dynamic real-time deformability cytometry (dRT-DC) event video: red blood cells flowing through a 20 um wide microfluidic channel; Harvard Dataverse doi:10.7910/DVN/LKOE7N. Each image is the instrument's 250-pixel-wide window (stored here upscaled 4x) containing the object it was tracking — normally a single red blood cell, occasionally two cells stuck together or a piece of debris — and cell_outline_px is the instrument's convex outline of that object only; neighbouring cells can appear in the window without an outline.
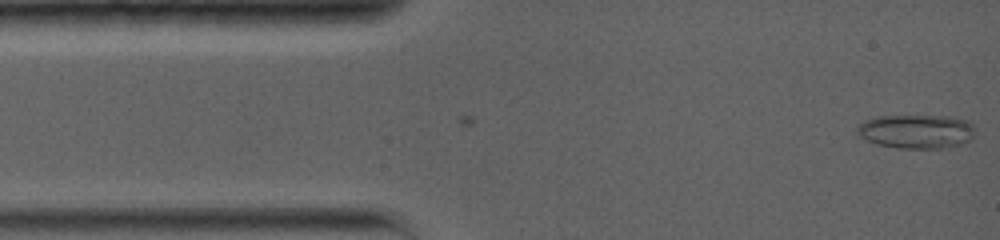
{"species": "common noctule bat (a hibernating species)", "species_latin": "Nyctalus noctula", "temperature_condition": "warm", "stored_images_in_passage": 10, "camera_frame_rate_fps": 5000, "um_per_image_px": 0.085, "animal": {"sex": "female", "body_mass_g": 19.0, "forearm_length_mm": 56.7}, "frame": {"image": 1, "passage_image": 1, "time_ms": 0.0, "image_size_px": [1000, 240], "cell_outline_px": [[976, 128], [972, 136], [968, 140], [960, 144], [948, 148], [896, 148], [876, 144], [860, 136], [856, 132], [856, 128], [864, 120], [876, 116], [952, 116], [968, 120]], "centroid_in_image_um": [77.9, 11.16], "position_along_channel_um": 7.1, "area_um2": 23.52}}
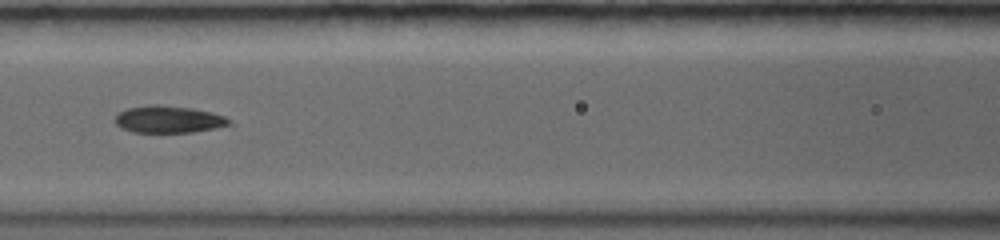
{"frame": {"image": 2, "passage_image": 7, "time_ms": 5.8, "image_size_px": [1000, 240], "cell_outline_px": [[236, 124], [216, 128], [192, 132], [132, 132], [120, 128], [112, 120], [120, 112], [128, 108], [148, 104], [160, 104], [192, 108], [212, 112], [224, 116]], "centroid_in_image_um": [14.33, 10.14], "position_along_channel_um": 152.3, "area_um2": 18.32}}
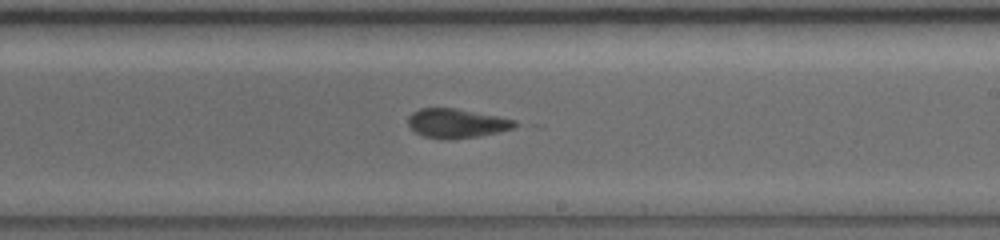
{"frame": {"image": 3, "passage_image": 10, "time_ms": 8.4, "image_size_px": [1000, 240], "cell_outline_px": [[524, 124], [516, 128], [500, 132], [480, 136], [448, 140], [444, 140], [424, 136], [416, 132], [408, 124], [408, 116], [412, 112], [420, 108], [456, 108], [516, 120]], "centroid_in_image_um": [38.88, 10.49], "position_along_channel_um": 250.1, "area_um2": 18.5}}